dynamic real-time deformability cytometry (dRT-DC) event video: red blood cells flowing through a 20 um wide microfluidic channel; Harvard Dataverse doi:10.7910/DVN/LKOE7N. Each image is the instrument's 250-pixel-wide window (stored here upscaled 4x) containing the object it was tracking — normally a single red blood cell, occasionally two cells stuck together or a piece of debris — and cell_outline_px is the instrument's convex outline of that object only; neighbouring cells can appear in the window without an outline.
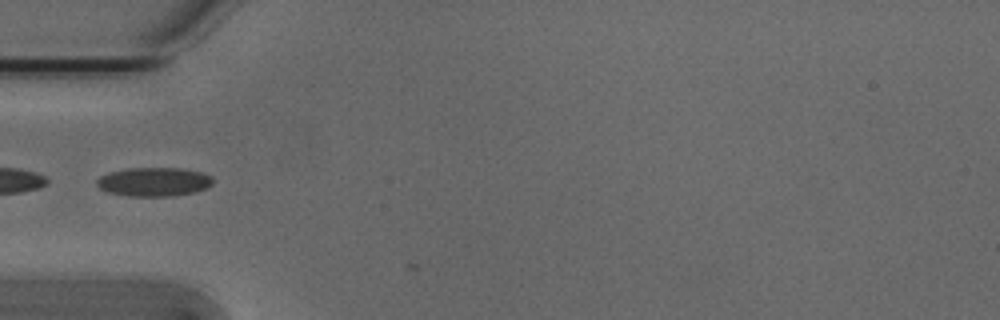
{"species": "Egyptian fruit bat (a non-hibernating species)", "species_latin": "Rousettus aegyptiacus", "temperature_condition": "cold", "stored_images_in_passage": 4, "camera_frame_rate_fps": 3000, "um_per_image_px": 0.085, "animal": {"sex": "male"}, "frame": {"image": 1, "passage_image": 1, "time_ms": 0.0, "image_size_px": [1000, 320], "cell_outline_px": [[212, 184], [208, 188], [196, 192], [172, 196], [128, 196], [108, 192], [100, 188], [96, 184], [96, 180], [100, 176], [108, 172], [128, 168], [184, 168], [200, 172], [212, 176]], "centroid_in_image_um": [13.09, 15.45], "position_along_channel_um": 71.9, "area_um2": 19.71}}